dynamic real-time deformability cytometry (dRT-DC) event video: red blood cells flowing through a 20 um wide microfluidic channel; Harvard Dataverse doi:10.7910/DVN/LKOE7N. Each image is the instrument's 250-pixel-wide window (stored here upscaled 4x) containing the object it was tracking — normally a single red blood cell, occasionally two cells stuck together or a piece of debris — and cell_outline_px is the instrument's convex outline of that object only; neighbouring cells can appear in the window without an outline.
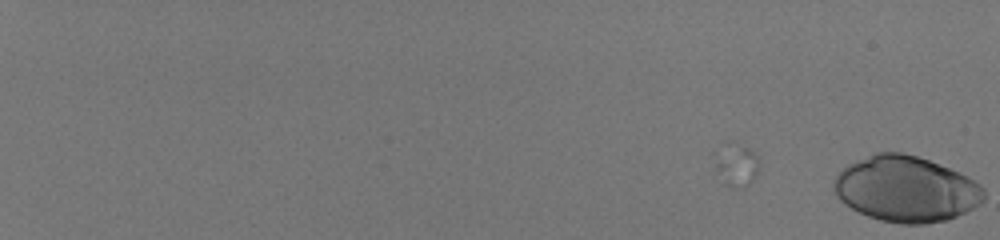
{"species": "human", "species_latin": "Homo sapiens", "temperature_condition": "room temperature", "stored_images_in_passage": 12, "camera_frame_rate_fps": 3000, "um_per_image_px": 0.085, "donor": {"sex": "male"}, "frame": {"image": 1, "passage_image": 12, "time_ms": 3.667, "image_size_px": [1000, 240], "cell_outline_px": [[984, 200], [972, 208], [948, 220], [924, 224], [900, 224], [880, 220], [868, 216], [844, 204], [836, 196], [832, 184], [836, 176], [848, 164], [856, 160], [876, 152], [900, 152], [916, 156], [928, 160], [960, 172], [968, 176], [980, 184], [984, 188]], "centroid_in_image_um": [77.0, 16.07], "position_along_channel_um": 8.0, "area_um2": 57.45}}